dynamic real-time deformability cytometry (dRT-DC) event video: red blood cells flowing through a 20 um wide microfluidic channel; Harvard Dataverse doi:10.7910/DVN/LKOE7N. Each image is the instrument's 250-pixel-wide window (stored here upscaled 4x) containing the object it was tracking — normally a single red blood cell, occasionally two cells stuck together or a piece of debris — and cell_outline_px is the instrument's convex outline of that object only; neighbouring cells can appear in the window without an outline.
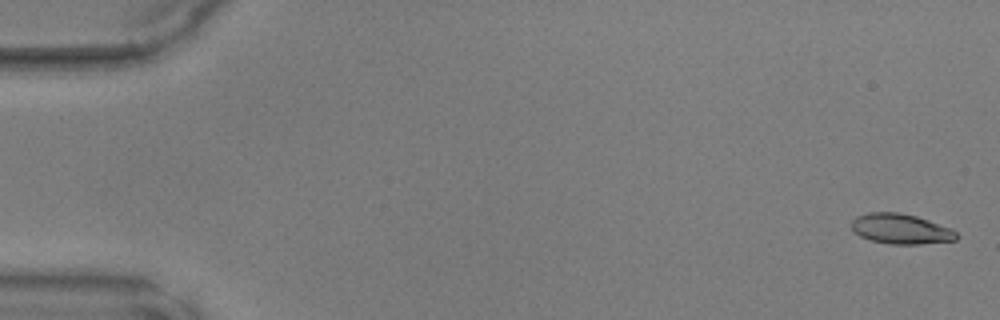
{"species": "common noctule bat (a hibernating species)", "species_latin": "Nyctalus noctula", "temperature_condition": "warm", "stored_images_in_passage": 4, "camera_frame_rate_fps": 3000, "um_per_image_px": 0.085, "animal": {"sex": "male", "body_mass_g": 17.9, "forearm_length_mm": 54.2}, "frame": {"image": 1, "passage_image": 2, "time_ms": 0.333, "image_size_px": [1000, 320], "cell_outline_px": [[960, 236], [956, 240], [920, 244], [888, 244], [872, 240], [860, 236], [852, 232], [852, 220], [856, 216], [868, 212], [896, 212], [916, 216], [928, 220], [948, 228], [956, 232]], "centroid_in_image_um": [76.53, 19.46], "position_along_channel_um": 8.5, "area_um2": 18.38}}